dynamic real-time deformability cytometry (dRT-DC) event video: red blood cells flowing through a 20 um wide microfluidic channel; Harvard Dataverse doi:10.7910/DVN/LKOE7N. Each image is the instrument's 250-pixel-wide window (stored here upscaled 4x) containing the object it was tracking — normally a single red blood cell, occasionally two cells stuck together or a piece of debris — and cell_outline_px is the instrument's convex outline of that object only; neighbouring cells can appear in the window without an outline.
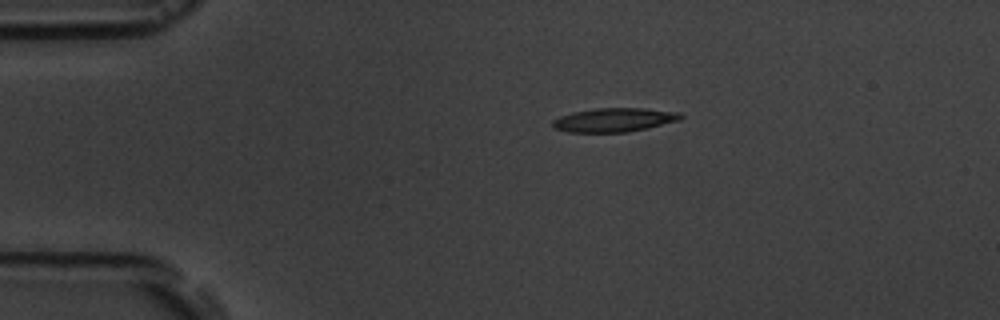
{"species": "common noctule bat (a hibernating species)", "species_latin": "Nyctalus noctula", "temperature_condition": "room temperature", "stored_images_in_passage": 2, "camera_frame_rate_fps": 3000, "um_per_image_px": 0.085, "animal": {"sex": "male", "body_mass_g": 19.5, "forearm_length_mm": 54.6}, "frame": {"image": 1, "passage_image": 1, "time_ms": 0.0, "image_size_px": [1000, 320], "cell_outline_px": [[684, 116], [680, 120], [628, 132], [568, 132], [552, 128], [552, 120], [560, 116], [572, 112], [596, 108], [644, 108], [680, 112]], "centroid_in_image_um": [52.18, 10.19], "position_along_channel_um": 32.8, "area_um2": 17.86}}